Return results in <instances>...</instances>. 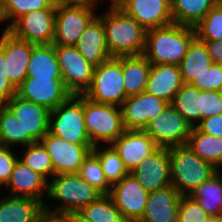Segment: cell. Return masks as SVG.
Segmentation results:
<instances>
[{"label":"cell","instance_id":"6da1fadb","mask_svg":"<svg viewBox=\"0 0 222 222\" xmlns=\"http://www.w3.org/2000/svg\"><path fill=\"white\" fill-rule=\"evenodd\" d=\"M105 28L106 44L111 57L143 55L146 47V31L134 18L122 9H108L98 14Z\"/></svg>","mask_w":222,"mask_h":222},{"label":"cell","instance_id":"7a4b0ae2","mask_svg":"<svg viewBox=\"0 0 222 222\" xmlns=\"http://www.w3.org/2000/svg\"><path fill=\"white\" fill-rule=\"evenodd\" d=\"M195 37L194 27L177 23L148 29L143 55L151 64L179 66Z\"/></svg>","mask_w":222,"mask_h":222},{"label":"cell","instance_id":"3957f363","mask_svg":"<svg viewBox=\"0 0 222 222\" xmlns=\"http://www.w3.org/2000/svg\"><path fill=\"white\" fill-rule=\"evenodd\" d=\"M48 182L47 196L52 200L64 202L54 210L44 204V212L52 215L66 216L77 214L85 206L96 201L102 194L83 180L77 173L55 174Z\"/></svg>","mask_w":222,"mask_h":222},{"label":"cell","instance_id":"277c9868","mask_svg":"<svg viewBox=\"0 0 222 222\" xmlns=\"http://www.w3.org/2000/svg\"><path fill=\"white\" fill-rule=\"evenodd\" d=\"M168 151L171 185L180 195H190L201 183L218 171L212 164L197 156L187 144L169 147Z\"/></svg>","mask_w":222,"mask_h":222},{"label":"cell","instance_id":"5b68a950","mask_svg":"<svg viewBox=\"0 0 222 222\" xmlns=\"http://www.w3.org/2000/svg\"><path fill=\"white\" fill-rule=\"evenodd\" d=\"M83 113L93 147L100 142L111 145L126 130L119 106L97 103L83 95Z\"/></svg>","mask_w":222,"mask_h":222},{"label":"cell","instance_id":"8992f818","mask_svg":"<svg viewBox=\"0 0 222 222\" xmlns=\"http://www.w3.org/2000/svg\"><path fill=\"white\" fill-rule=\"evenodd\" d=\"M49 133L75 145H92L85 126L83 94H71L51 111Z\"/></svg>","mask_w":222,"mask_h":222},{"label":"cell","instance_id":"52a82bcc","mask_svg":"<svg viewBox=\"0 0 222 222\" xmlns=\"http://www.w3.org/2000/svg\"><path fill=\"white\" fill-rule=\"evenodd\" d=\"M83 95L97 103L120 107L127 98L123 82L122 57H111L95 67L92 83Z\"/></svg>","mask_w":222,"mask_h":222},{"label":"cell","instance_id":"ba28073f","mask_svg":"<svg viewBox=\"0 0 222 222\" xmlns=\"http://www.w3.org/2000/svg\"><path fill=\"white\" fill-rule=\"evenodd\" d=\"M87 2L57 5L54 45L75 46L88 25L98 16Z\"/></svg>","mask_w":222,"mask_h":222},{"label":"cell","instance_id":"9c48e42d","mask_svg":"<svg viewBox=\"0 0 222 222\" xmlns=\"http://www.w3.org/2000/svg\"><path fill=\"white\" fill-rule=\"evenodd\" d=\"M5 105L20 122L22 146L40 142L43 136L49 132L51 111L47 108L25 100L17 94Z\"/></svg>","mask_w":222,"mask_h":222},{"label":"cell","instance_id":"30bf717a","mask_svg":"<svg viewBox=\"0 0 222 222\" xmlns=\"http://www.w3.org/2000/svg\"><path fill=\"white\" fill-rule=\"evenodd\" d=\"M55 52L65 88L74 95L84 94L92 83L95 66L75 46L55 45Z\"/></svg>","mask_w":222,"mask_h":222},{"label":"cell","instance_id":"8fae6325","mask_svg":"<svg viewBox=\"0 0 222 222\" xmlns=\"http://www.w3.org/2000/svg\"><path fill=\"white\" fill-rule=\"evenodd\" d=\"M191 130L192 126L171 104L144 129L159 147L166 148L187 144Z\"/></svg>","mask_w":222,"mask_h":222},{"label":"cell","instance_id":"7c38bea8","mask_svg":"<svg viewBox=\"0 0 222 222\" xmlns=\"http://www.w3.org/2000/svg\"><path fill=\"white\" fill-rule=\"evenodd\" d=\"M56 5L34 10L19 17L9 28L13 36L29 43L53 44L55 34Z\"/></svg>","mask_w":222,"mask_h":222},{"label":"cell","instance_id":"4fadbf2b","mask_svg":"<svg viewBox=\"0 0 222 222\" xmlns=\"http://www.w3.org/2000/svg\"><path fill=\"white\" fill-rule=\"evenodd\" d=\"M53 163L54 173H77L93 145H75L47 132L40 141Z\"/></svg>","mask_w":222,"mask_h":222},{"label":"cell","instance_id":"5bb4252c","mask_svg":"<svg viewBox=\"0 0 222 222\" xmlns=\"http://www.w3.org/2000/svg\"><path fill=\"white\" fill-rule=\"evenodd\" d=\"M148 194L135 177L129 173L120 182L111 186L109 196L127 222H136L142 218Z\"/></svg>","mask_w":222,"mask_h":222},{"label":"cell","instance_id":"9a60e30c","mask_svg":"<svg viewBox=\"0 0 222 222\" xmlns=\"http://www.w3.org/2000/svg\"><path fill=\"white\" fill-rule=\"evenodd\" d=\"M17 95L52 111L71 93L65 88L62 78L26 77L17 88Z\"/></svg>","mask_w":222,"mask_h":222},{"label":"cell","instance_id":"2e32d148","mask_svg":"<svg viewBox=\"0 0 222 222\" xmlns=\"http://www.w3.org/2000/svg\"><path fill=\"white\" fill-rule=\"evenodd\" d=\"M169 103L146 91L127 97L120 106L127 130H144L149 121L157 117Z\"/></svg>","mask_w":222,"mask_h":222},{"label":"cell","instance_id":"e0dca14e","mask_svg":"<svg viewBox=\"0 0 222 222\" xmlns=\"http://www.w3.org/2000/svg\"><path fill=\"white\" fill-rule=\"evenodd\" d=\"M130 173L148 193L170 186L171 170L168 148L158 147Z\"/></svg>","mask_w":222,"mask_h":222},{"label":"cell","instance_id":"ac0fdd59","mask_svg":"<svg viewBox=\"0 0 222 222\" xmlns=\"http://www.w3.org/2000/svg\"><path fill=\"white\" fill-rule=\"evenodd\" d=\"M111 146L130 173L159 146L144 130H125Z\"/></svg>","mask_w":222,"mask_h":222},{"label":"cell","instance_id":"d6986e66","mask_svg":"<svg viewBox=\"0 0 222 222\" xmlns=\"http://www.w3.org/2000/svg\"><path fill=\"white\" fill-rule=\"evenodd\" d=\"M121 9L147 30L173 23L171 0H126Z\"/></svg>","mask_w":222,"mask_h":222},{"label":"cell","instance_id":"ffe728a7","mask_svg":"<svg viewBox=\"0 0 222 222\" xmlns=\"http://www.w3.org/2000/svg\"><path fill=\"white\" fill-rule=\"evenodd\" d=\"M34 45L35 44L16 38L4 29L3 53L5 57L6 75L16 89L26 78L27 66Z\"/></svg>","mask_w":222,"mask_h":222},{"label":"cell","instance_id":"44dd1931","mask_svg":"<svg viewBox=\"0 0 222 222\" xmlns=\"http://www.w3.org/2000/svg\"><path fill=\"white\" fill-rule=\"evenodd\" d=\"M180 197L172 185L150 192L139 222H177Z\"/></svg>","mask_w":222,"mask_h":222},{"label":"cell","instance_id":"7402d4cb","mask_svg":"<svg viewBox=\"0 0 222 222\" xmlns=\"http://www.w3.org/2000/svg\"><path fill=\"white\" fill-rule=\"evenodd\" d=\"M10 188V196L32 198L41 201L43 193H48V180L42 175L33 171L19 159L14 165L10 180L5 185Z\"/></svg>","mask_w":222,"mask_h":222},{"label":"cell","instance_id":"603a6c76","mask_svg":"<svg viewBox=\"0 0 222 222\" xmlns=\"http://www.w3.org/2000/svg\"><path fill=\"white\" fill-rule=\"evenodd\" d=\"M79 53L95 67L111 58L106 44L103 21L97 16L75 44Z\"/></svg>","mask_w":222,"mask_h":222},{"label":"cell","instance_id":"cb8c5ba5","mask_svg":"<svg viewBox=\"0 0 222 222\" xmlns=\"http://www.w3.org/2000/svg\"><path fill=\"white\" fill-rule=\"evenodd\" d=\"M183 84L179 66L151 64L146 92L170 104L176 92Z\"/></svg>","mask_w":222,"mask_h":222},{"label":"cell","instance_id":"d4e9b609","mask_svg":"<svg viewBox=\"0 0 222 222\" xmlns=\"http://www.w3.org/2000/svg\"><path fill=\"white\" fill-rule=\"evenodd\" d=\"M44 213L39 200L10 195L0 199V222H38Z\"/></svg>","mask_w":222,"mask_h":222},{"label":"cell","instance_id":"484cf974","mask_svg":"<svg viewBox=\"0 0 222 222\" xmlns=\"http://www.w3.org/2000/svg\"><path fill=\"white\" fill-rule=\"evenodd\" d=\"M151 63L144 55L122 56V73L126 97L146 91Z\"/></svg>","mask_w":222,"mask_h":222},{"label":"cell","instance_id":"4316f807","mask_svg":"<svg viewBox=\"0 0 222 222\" xmlns=\"http://www.w3.org/2000/svg\"><path fill=\"white\" fill-rule=\"evenodd\" d=\"M26 77L62 78L54 44H38L32 47Z\"/></svg>","mask_w":222,"mask_h":222},{"label":"cell","instance_id":"83f0119b","mask_svg":"<svg viewBox=\"0 0 222 222\" xmlns=\"http://www.w3.org/2000/svg\"><path fill=\"white\" fill-rule=\"evenodd\" d=\"M213 63L205 43L195 37L188 46L187 52L179 64L184 84H191L199 78Z\"/></svg>","mask_w":222,"mask_h":222},{"label":"cell","instance_id":"f1b7e54d","mask_svg":"<svg viewBox=\"0 0 222 222\" xmlns=\"http://www.w3.org/2000/svg\"><path fill=\"white\" fill-rule=\"evenodd\" d=\"M187 146L216 169L222 168V137L208 135L197 127H192Z\"/></svg>","mask_w":222,"mask_h":222},{"label":"cell","instance_id":"f546056e","mask_svg":"<svg viewBox=\"0 0 222 222\" xmlns=\"http://www.w3.org/2000/svg\"><path fill=\"white\" fill-rule=\"evenodd\" d=\"M218 0H171L173 23L195 27Z\"/></svg>","mask_w":222,"mask_h":222},{"label":"cell","instance_id":"4dcf8cb0","mask_svg":"<svg viewBox=\"0 0 222 222\" xmlns=\"http://www.w3.org/2000/svg\"><path fill=\"white\" fill-rule=\"evenodd\" d=\"M208 213L219 216L222 212V174L219 170L201 183L190 195Z\"/></svg>","mask_w":222,"mask_h":222},{"label":"cell","instance_id":"1f68e13d","mask_svg":"<svg viewBox=\"0 0 222 222\" xmlns=\"http://www.w3.org/2000/svg\"><path fill=\"white\" fill-rule=\"evenodd\" d=\"M192 126L201 121V90L191 84H183L170 103ZM198 122V123H197ZM196 123V124H195Z\"/></svg>","mask_w":222,"mask_h":222},{"label":"cell","instance_id":"d6a6232c","mask_svg":"<svg viewBox=\"0 0 222 222\" xmlns=\"http://www.w3.org/2000/svg\"><path fill=\"white\" fill-rule=\"evenodd\" d=\"M77 214L87 222H127L109 195H101Z\"/></svg>","mask_w":222,"mask_h":222},{"label":"cell","instance_id":"836d02e7","mask_svg":"<svg viewBox=\"0 0 222 222\" xmlns=\"http://www.w3.org/2000/svg\"><path fill=\"white\" fill-rule=\"evenodd\" d=\"M102 149L100 150L97 146H94L92 152L98 157L105 177L112 186L120 182L129 172L111 145H107L105 149Z\"/></svg>","mask_w":222,"mask_h":222},{"label":"cell","instance_id":"e575fe53","mask_svg":"<svg viewBox=\"0 0 222 222\" xmlns=\"http://www.w3.org/2000/svg\"><path fill=\"white\" fill-rule=\"evenodd\" d=\"M24 147H27L23 154L24 156L19 160L33 171L42 175L46 180L48 179L49 182L48 176L52 175L51 177H53L55 173L52 159L46 148L41 142H35Z\"/></svg>","mask_w":222,"mask_h":222},{"label":"cell","instance_id":"d590c367","mask_svg":"<svg viewBox=\"0 0 222 222\" xmlns=\"http://www.w3.org/2000/svg\"><path fill=\"white\" fill-rule=\"evenodd\" d=\"M77 174L102 195H109L111 185L105 177L98 157L92 151L83 160Z\"/></svg>","mask_w":222,"mask_h":222},{"label":"cell","instance_id":"8d00e7d4","mask_svg":"<svg viewBox=\"0 0 222 222\" xmlns=\"http://www.w3.org/2000/svg\"><path fill=\"white\" fill-rule=\"evenodd\" d=\"M194 28L200 41H221L222 5L218 2Z\"/></svg>","mask_w":222,"mask_h":222},{"label":"cell","instance_id":"74e56055","mask_svg":"<svg viewBox=\"0 0 222 222\" xmlns=\"http://www.w3.org/2000/svg\"><path fill=\"white\" fill-rule=\"evenodd\" d=\"M0 136L3 146L22 145L20 122L5 104H0Z\"/></svg>","mask_w":222,"mask_h":222},{"label":"cell","instance_id":"f35d334b","mask_svg":"<svg viewBox=\"0 0 222 222\" xmlns=\"http://www.w3.org/2000/svg\"><path fill=\"white\" fill-rule=\"evenodd\" d=\"M2 2L5 22L12 20L6 30L24 14L34 10L47 9L52 5L50 0H2Z\"/></svg>","mask_w":222,"mask_h":222},{"label":"cell","instance_id":"ab89813d","mask_svg":"<svg viewBox=\"0 0 222 222\" xmlns=\"http://www.w3.org/2000/svg\"><path fill=\"white\" fill-rule=\"evenodd\" d=\"M208 213L189 195H181L177 222H206Z\"/></svg>","mask_w":222,"mask_h":222},{"label":"cell","instance_id":"60d3db41","mask_svg":"<svg viewBox=\"0 0 222 222\" xmlns=\"http://www.w3.org/2000/svg\"><path fill=\"white\" fill-rule=\"evenodd\" d=\"M192 86L199 90L221 91L222 92V65L212 63L211 66L192 83Z\"/></svg>","mask_w":222,"mask_h":222},{"label":"cell","instance_id":"b9f144b4","mask_svg":"<svg viewBox=\"0 0 222 222\" xmlns=\"http://www.w3.org/2000/svg\"><path fill=\"white\" fill-rule=\"evenodd\" d=\"M222 114V92L201 90V120Z\"/></svg>","mask_w":222,"mask_h":222},{"label":"cell","instance_id":"7bdbcfd3","mask_svg":"<svg viewBox=\"0 0 222 222\" xmlns=\"http://www.w3.org/2000/svg\"><path fill=\"white\" fill-rule=\"evenodd\" d=\"M15 94L17 89L11 84L5 68V57L3 53V34L0 37V104L8 102Z\"/></svg>","mask_w":222,"mask_h":222},{"label":"cell","instance_id":"ee69618b","mask_svg":"<svg viewBox=\"0 0 222 222\" xmlns=\"http://www.w3.org/2000/svg\"><path fill=\"white\" fill-rule=\"evenodd\" d=\"M19 157L13 154L11 147L2 146L0 148V183L5 187L10 180L15 163Z\"/></svg>","mask_w":222,"mask_h":222},{"label":"cell","instance_id":"f6af8a7d","mask_svg":"<svg viewBox=\"0 0 222 222\" xmlns=\"http://www.w3.org/2000/svg\"><path fill=\"white\" fill-rule=\"evenodd\" d=\"M196 127L208 135L222 137V114L202 119Z\"/></svg>","mask_w":222,"mask_h":222},{"label":"cell","instance_id":"bcb514c9","mask_svg":"<svg viewBox=\"0 0 222 222\" xmlns=\"http://www.w3.org/2000/svg\"><path fill=\"white\" fill-rule=\"evenodd\" d=\"M213 63L222 65V40L203 41Z\"/></svg>","mask_w":222,"mask_h":222},{"label":"cell","instance_id":"7dc6e473","mask_svg":"<svg viewBox=\"0 0 222 222\" xmlns=\"http://www.w3.org/2000/svg\"><path fill=\"white\" fill-rule=\"evenodd\" d=\"M38 222H68V220L65 216L44 213Z\"/></svg>","mask_w":222,"mask_h":222},{"label":"cell","instance_id":"c3c4849f","mask_svg":"<svg viewBox=\"0 0 222 222\" xmlns=\"http://www.w3.org/2000/svg\"><path fill=\"white\" fill-rule=\"evenodd\" d=\"M96 1L98 2V0H85V2H87L88 4H90L92 7L95 8V6H97ZM111 5H109V9H121L122 6L125 4L126 0H111Z\"/></svg>","mask_w":222,"mask_h":222},{"label":"cell","instance_id":"681fc988","mask_svg":"<svg viewBox=\"0 0 222 222\" xmlns=\"http://www.w3.org/2000/svg\"><path fill=\"white\" fill-rule=\"evenodd\" d=\"M53 5H68L79 4L85 2V0H50Z\"/></svg>","mask_w":222,"mask_h":222},{"label":"cell","instance_id":"f907efd6","mask_svg":"<svg viewBox=\"0 0 222 222\" xmlns=\"http://www.w3.org/2000/svg\"><path fill=\"white\" fill-rule=\"evenodd\" d=\"M65 217L67 218L68 222H87L78 214H69L66 215Z\"/></svg>","mask_w":222,"mask_h":222},{"label":"cell","instance_id":"816d5d0a","mask_svg":"<svg viewBox=\"0 0 222 222\" xmlns=\"http://www.w3.org/2000/svg\"><path fill=\"white\" fill-rule=\"evenodd\" d=\"M206 222H222L221 215L219 216H209Z\"/></svg>","mask_w":222,"mask_h":222},{"label":"cell","instance_id":"f5cc1de1","mask_svg":"<svg viewBox=\"0 0 222 222\" xmlns=\"http://www.w3.org/2000/svg\"><path fill=\"white\" fill-rule=\"evenodd\" d=\"M3 22L5 21V17H4V14H3V2L2 0H0V22Z\"/></svg>","mask_w":222,"mask_h":222},{"label":"cell","instance_id":"db71d44e","mask_svg":"<svg viewBox=\"0 0 222 222\" xmlns=\"http://www.w3.org/2000/svg\"><path fill=\"white\" fill-rule=\"evenodd\" d=\"M3 146L2 140H1V136H0V148Z\"/></svg>","mask_w":222,"mask_h":222}]
</instances>
